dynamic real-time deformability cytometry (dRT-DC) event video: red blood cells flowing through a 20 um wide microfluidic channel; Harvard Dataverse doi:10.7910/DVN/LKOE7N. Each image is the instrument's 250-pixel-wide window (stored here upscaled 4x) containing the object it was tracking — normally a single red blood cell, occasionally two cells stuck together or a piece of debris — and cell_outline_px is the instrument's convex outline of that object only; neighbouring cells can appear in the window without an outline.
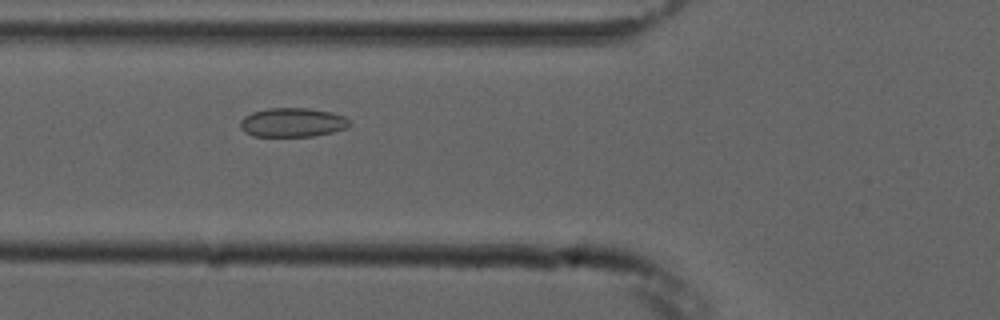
{"species": "common noctule bat (a hibernating species)", "species_latin": "Nyctalus noctula", "temperature_condition": "cold", "stored_images_in_passage": 10, "camera_frame_rate_fps": 3000, "um_per_image_px": 0.085, "animal": {"sex": "male", "forearm_length_mm": 52.5}, "frame": {"image": 1, "passage_image": 5, "time_ms": 4.667, "image_size_px": [1000, 320], "cell_outline_px": [[352, 124], [344, 128], [332, 132], [312, 136], [252, 136], [244, 132], [240, 128], [240, 120], [244, 116], [252, 112], [268, 108], [308, 108], [332, 112], [344, 116]], "centroid_in_image_um": [24.83, 10.4], "position_along_channel_um": 101.0, "area_um2": 18.55}}
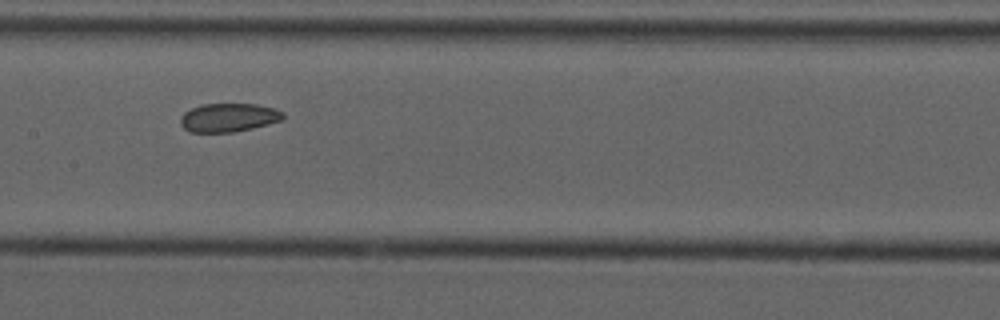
{"frame": {"image": 2, "passage_image": 7, "time_ms": 7.0, "image_size_px": [1000, 320], "cell_outline_px": [[284, 116], [280, 120], [268, 124], [252, 128], [232, 132], [188, 132], [180, 124], [180, 116], [184, 112], [200, 104], [256, 104], [272, 108], [284, 112]], "centroid_in_image_um": [19.38, 9.99], "position_along_channel_um": 188.0, "area_um2": 17.05}}
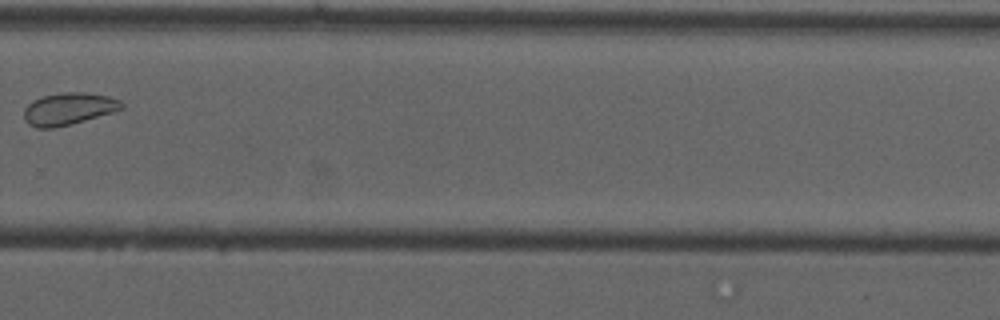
{"frame": {"image": 3, "passage_image": 10, "time_ms": 10.667, "image_size_px": [1000, 320], "cell_outline_px": [[124, 108], [112, 112], [72, 124], [56, 128], [36, 128], [28, 124], [24, 120], [24, 108], [32, 100], [44, 96], [64, 92], [84, 92], [108, 96], [120, 100], [124, 104]], "centroid_in_image_um": [5.81, 9.26], "position_along_channel_um": 324.0, "area_um2": 18.38}}